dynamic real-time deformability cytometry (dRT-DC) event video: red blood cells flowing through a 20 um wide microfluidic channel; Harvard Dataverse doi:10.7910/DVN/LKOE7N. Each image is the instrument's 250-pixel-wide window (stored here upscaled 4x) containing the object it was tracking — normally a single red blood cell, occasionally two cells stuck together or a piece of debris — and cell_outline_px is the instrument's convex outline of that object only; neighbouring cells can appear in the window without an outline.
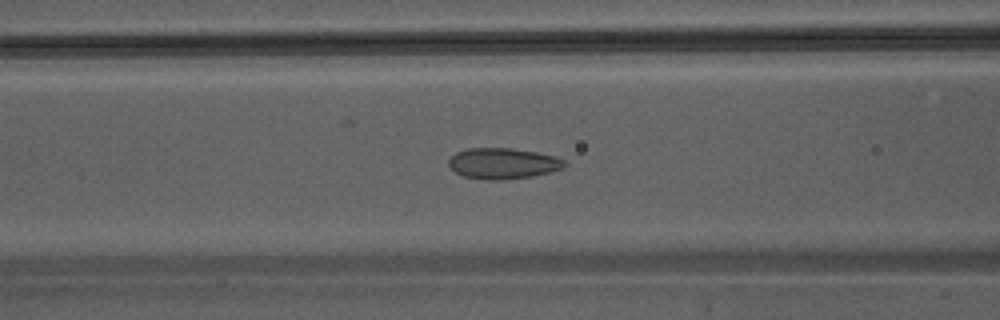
{"species": "Egyptian fruit bat (a non-hibernating species)", "species_latin": "Rousettus aegyptiacus", "temperature_condition": "warm", "stored_images_in_passage": 46, "camera_frame_rate_fps": 3000, "um_per_image_px": 0.085, "animal": {"sex": "male"}, "frame": {"image": 1, "passage_image": 19, "time_ms": 6.0, "image_size_px": [1000, 320], "cell_outline_px": [[568, 164], [564, 168], [532, 176], [504, 180], [484, 180], [464, 176], [456, 172], [448, 164], [448, 160], [456, 152], [468, 148], [512, 148], [536, 152], [556, 156], [564, 160]], "centroid_in_image_um": [42.77, 13.89], "position_along_channel_um": 123.8, "area_um2": 20.92}}
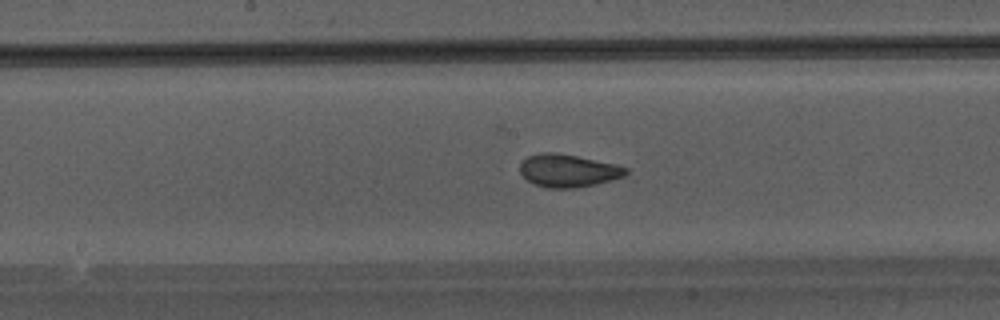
{"frame": {"image": 2, "passage_image": 24, "time_ms": 7.667, "image_size_px": [1000, 320], "cell_outline_px": [[628, 172], [624, 176], [596, 184], [576, 188], [548, 188], [532, 184], [520, 172], [520, 164], [528, 156], [544, 152], [556, 152], [616, 164], [628, 168]], "centroid_in_image_um": [48.29, 14.51], "position_along_channel_um": 199.9, "area_um2": 20.17}}
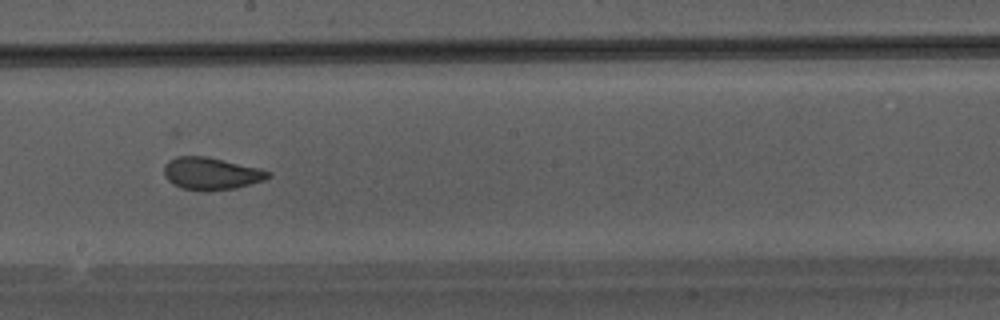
{"frame": {"image": 3, "passage_image": 26, "time_ms": 8.333, "image_size_px": [1000, 320], "cell_outline_px": [[272, 176], [264, 180], [236, 188], [208, 192], [200, 192], [180, 188], [172, 184], [164, 176], [164, 164], [168, 160], [176, 156], [208, 156], [260, 168], [272, 172]], "centroid_in_image_um": [17.94, 14.76], "position_along_channel_um": 230.3, "area_um2": 20.17}}